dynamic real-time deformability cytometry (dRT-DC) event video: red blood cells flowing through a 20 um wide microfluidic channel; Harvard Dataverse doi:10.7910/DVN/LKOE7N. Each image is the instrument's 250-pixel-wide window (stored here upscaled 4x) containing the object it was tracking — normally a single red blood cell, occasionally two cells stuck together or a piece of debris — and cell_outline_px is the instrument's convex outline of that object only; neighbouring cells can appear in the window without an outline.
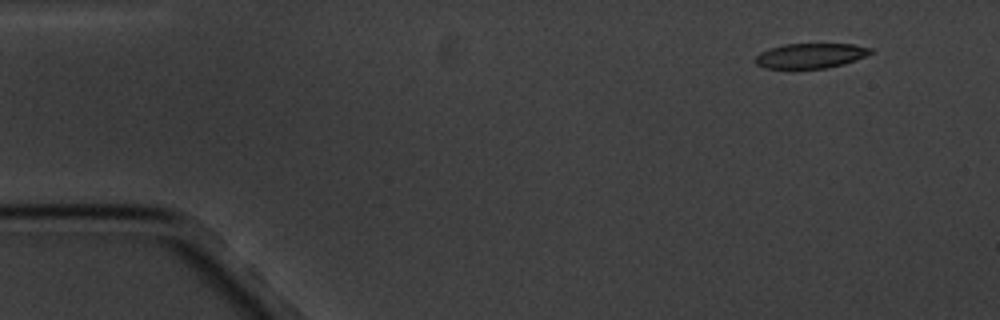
{"species": "common noctule bat (a hibernating species)", "species_latin": "Nyctalus noctula", "temperature_condition": "cold", "stored_images_in_passage": 4, "camera_frame_rate_fps": 3000, "um_per_image_px": 0.085, "animal": {"sex": "male", "body_mass_g": 20.1, "forearm_length_mm": 53.5}, "frame": {"image": 1, "passage_image": 1, "time_ms": 0.0, "image_size_px": [1000, 320], "cell_outline_px": [[872, 52], [856, 60], [844, 64], [828, 68], [764, 68], [756, 64], [752, 60], [760, 52], [784, 44], [852, 44], [872, 48]], "centroid_in_image_um": [68.87, 4.74], "position_along_channel_um": 16.1, "area_um2": 16.7}}
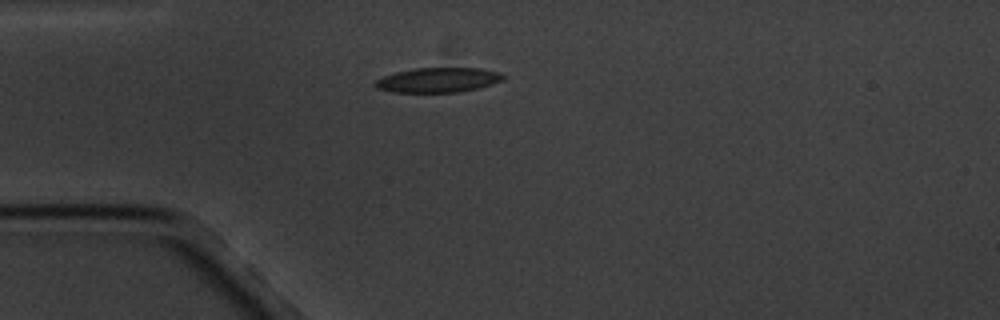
{"frame": {"image": 2, "passage_image": 4, "time_ms": 3.333, "image_size_px": [1000, 320], "cell_outline_px": [[504, 80], [480, 88], [456, 92], [392, 92], [376, 88], [372, 84], [376, 80], [384, 76], [396, 72], [412, 68], [480, 68], [500, 72], [504, 76]], "centroid_in_image_um": [37.23, 6.8], "position_along_channel_um": 47.8, "area_um2": 18.55}}